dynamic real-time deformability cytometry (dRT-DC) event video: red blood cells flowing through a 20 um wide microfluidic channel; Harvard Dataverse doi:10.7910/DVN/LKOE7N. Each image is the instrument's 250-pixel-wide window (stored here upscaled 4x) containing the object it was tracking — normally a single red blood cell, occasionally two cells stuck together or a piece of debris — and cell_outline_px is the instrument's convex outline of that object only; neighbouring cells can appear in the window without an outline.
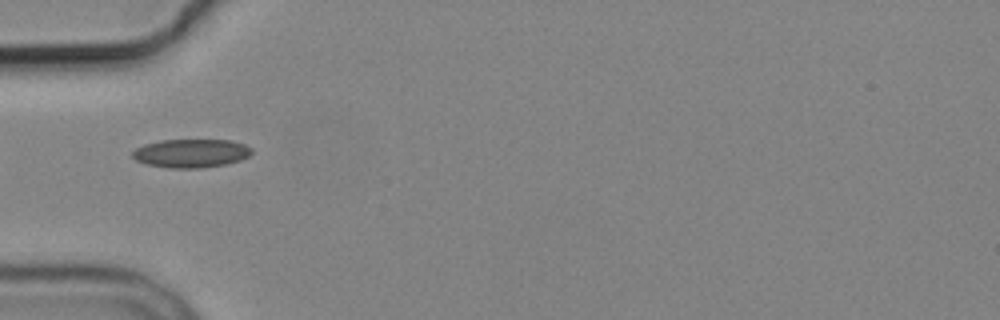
{"species": "common noctule bat (a hibernating species)", "species_latin": "Nyctalus noctula", "temperature_condition": "cold", "stored_images_in_passage": 9, "camera_frame_rate_fps": 3000, "um_per_image_px": 0.085, "animal": {"sex": "male", "body_mass_g": 19.2, "forearm_length_mm": 51.8}, "frame": {"image": 1, "passage_image": 6, "time_ms": 5.667, "image_size_px": [1000, 320], "cell_outline_px": [[252, 152], [248, 156], [240, 160], [224, 164], [200, 168], [168, 168], [148, 164], [136, 160], [132, 156], [132, 152], [136, 148], [144, 144], [160, 140], [232, 140], [244, 144], [252, 148]], "centroid_in_image_um": [16.24, 13.02], "position_along_channel_um": 68.8, "area_um2": 19.77}}
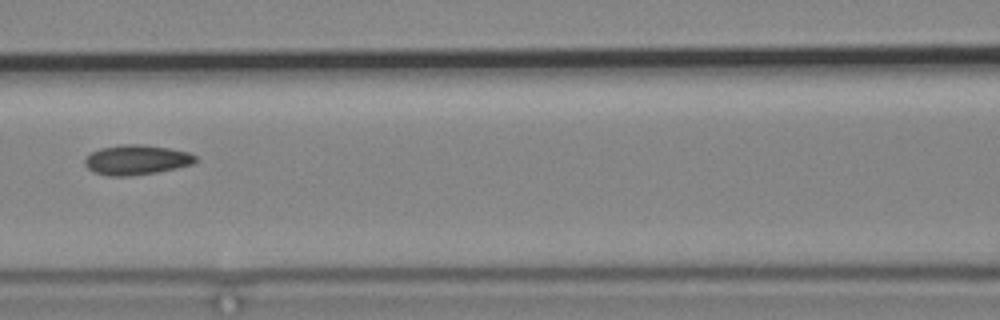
{"frame": {"image": 2, "passage_image": 8, "time_ms": 8.0, "image_size_px": [1000, 320], "cell_outline_px": [[196, 160], [192, 164], [176, 168], [156, 172], [132, 176], [108, 176], [92, 172], [84, 164], [84, 160], [92, 152], [100, 148], [124, 144], [144, 144], [168, 148], [188, 152], [196, 156]], "centroid_in_image_um": [11.57, 13.59], "position_along_channel_um": 155.0, "area_um2": 19.25}}
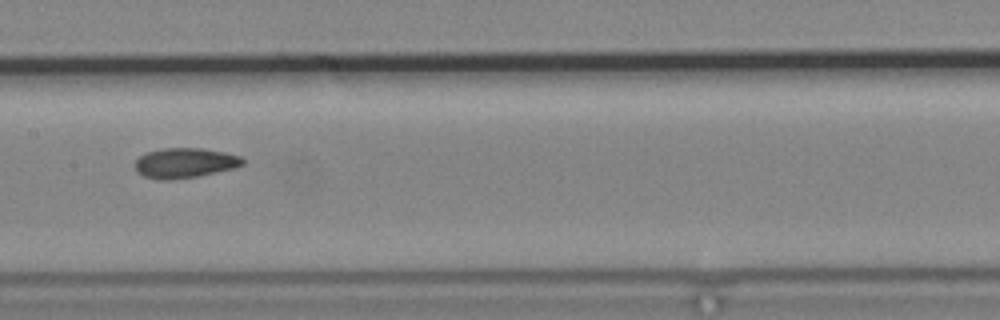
{"frame": {"image": 3, "passage_image": 9, "time_ms": 9.0, "image_size_px": [1000, 320], "cell_outline_px": [[244, 164], [236, 168], [196, 176], [172, 180], [156, 180], [144, 176], [136, 172], [136, 160], [140, 156], [148, 152], [164, 148], [200, 148], [224, 152], [240, 156], [244, 160]], "centroid_in_image_um": [15.71, 13.86], "position_along_channel_um": 191.7, "area_um2": 18.79}}